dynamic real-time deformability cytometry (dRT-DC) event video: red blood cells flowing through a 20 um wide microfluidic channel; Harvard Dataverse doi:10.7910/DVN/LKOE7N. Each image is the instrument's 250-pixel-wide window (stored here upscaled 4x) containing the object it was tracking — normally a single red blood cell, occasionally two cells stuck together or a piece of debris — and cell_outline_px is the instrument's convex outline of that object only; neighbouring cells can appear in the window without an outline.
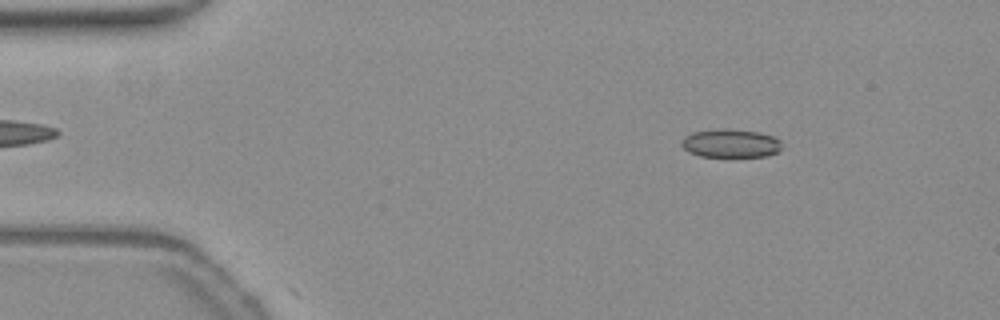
{"species": "common noctule bat (a hibernating species)", "species_latin": "Nyctalus noctula", "temperature_condition": "warm", "stored_images_in_passage": 40, "camera_frame_rate_fps": 3000, "um_per_image_px": 0.085, "animal": {"sex": "female", "body_mass_g": 19.3, "forearm_length_mm": 54.1}, "frame": {"image": 1, "passage_image": 7, "time_ms": 2.0, "image_size_px": [1000, 320], "cell_outline_px": [[780, 148], [776, 152], [768, 156], [728, 160], [700, 156], [688, 152], [680, 144], [684, 136], [692, 132], [756, 132], [772, 136], [780, 140]], "centroid_in_image_um": [62.09, 12.31], "position_along_channel_um": 22.9, "area_um2": 16.47}}
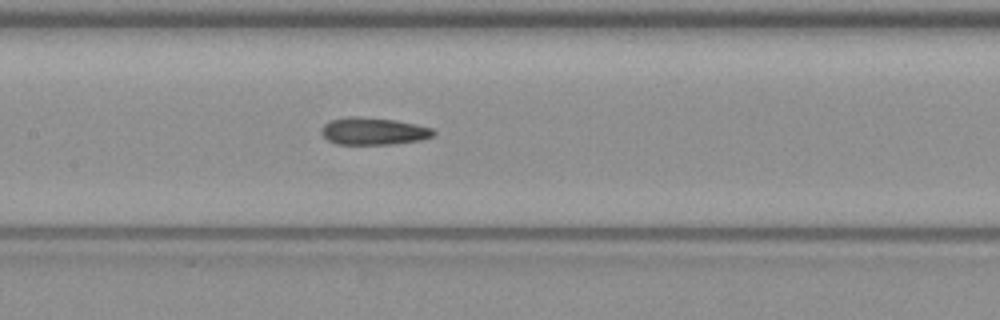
{"frame": {"image": 2, "passage_image": 14, "time_ms": 4.333, "image_size_px": [1000, 320], "cell_outline_px": [[436, 132], [432, 136], [420, 140], [392, 144], [336, 144], [328, 140], [320, 132], [324, 124], [332, 120], [348, 116], [356, 116], [396, 120], [416, 124], [432, 128]], "centroid_in_image_um": [31.74, 11.15], "position_along_channel_um": 175.7, "area_um2": 17.74}}
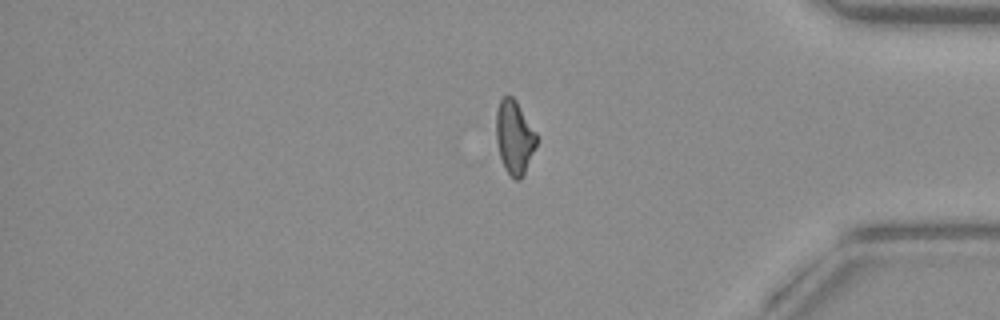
{"frame": {"image": 3, "passage_image": 33, "time_ms": 10.667, "image_size_px": [1000, 320], "cell_outline_px": [[536, 148], [524, 176], [520, 180], [516, 180], [504, 168], [500, 156], [496, 140], [496, 112], [500, 100], [504, 96], [512, 96], [516, 100], [536, 132]], "centroid_in_image_um": [43.73, 11.68], "position_along_channel_um": 391.5, "area_um2": 17.4}, "authors_computed_cell_mechanics": {"area_um2": 17.2244, "velocity_mm_per_s": 3.8196, "shape_relaxation_time_tau1_ms": 10.8308, "shape_relaxation_time_tau2_ms": 1.4034, "deformation_change_tau1": 0.2529, "deformation_change_tau2": 0.0821}}